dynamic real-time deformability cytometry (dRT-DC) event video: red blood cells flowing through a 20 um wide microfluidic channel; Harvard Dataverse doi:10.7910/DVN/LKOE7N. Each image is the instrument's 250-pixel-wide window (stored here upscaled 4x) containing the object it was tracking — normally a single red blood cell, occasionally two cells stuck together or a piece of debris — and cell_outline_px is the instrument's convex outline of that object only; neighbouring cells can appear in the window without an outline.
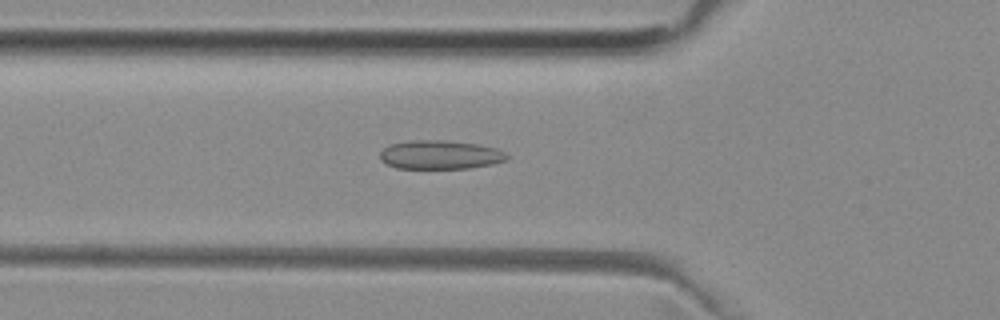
{"species": "common noctule bat (a hibernating species)", "species_latin": "Nyctalus noctula", "temperature_condition": "room temperature", "stored_images_in_passage": 51, "camera_frame_rate_fps": 3000, "um_per_image_px": 0.085, "animal": {"sex": "female", "body_mass_g": 29.2, "forearm_length_mm": 56.3}, "frame": {"image": 1, "passage_image": 17, "time_ms": 5.333, "image_size_px": [1000, 320], "cell_outline_px": [[508, 160], [492, 164], [468, 168], [396, 168], [384, 164], [380, 160], [380, 152], [388, 144], [412, 140], [444, 140], [480, 144], [496, 148], [504, 152], [508, 156]], "centroid_in_image_um": [37.39, 13.15], "position_along_channel_um": 88.4, "area_um2": 21.5}}
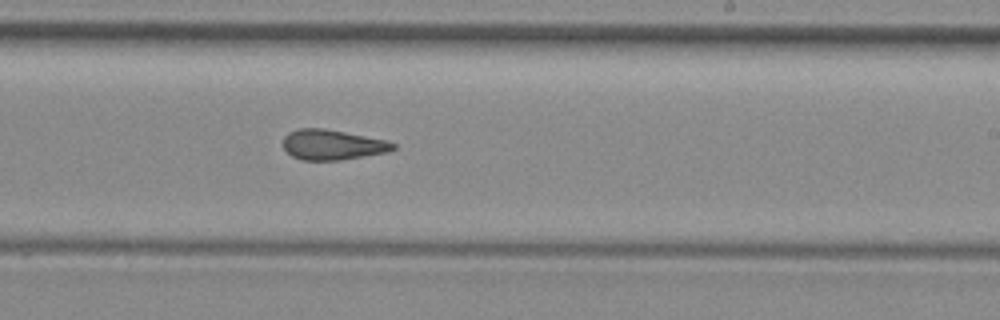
{"frame": {"image": 2, "passage_image": 30, "time_ms": 9.667, "image_size_px": [1000, 320], "cell_outline_px": [[396, 148], [388, 152], [340, 160], [300, 160], [292, 156], [284, 148], [284, 136], [288, 132], [300, 128], [324, 128], [388, 140], [396, 144]], "centroid_in_image_um": [28.27, 12.3], "position_along_channel_um": 260.7, "area_um2": 19.42}}
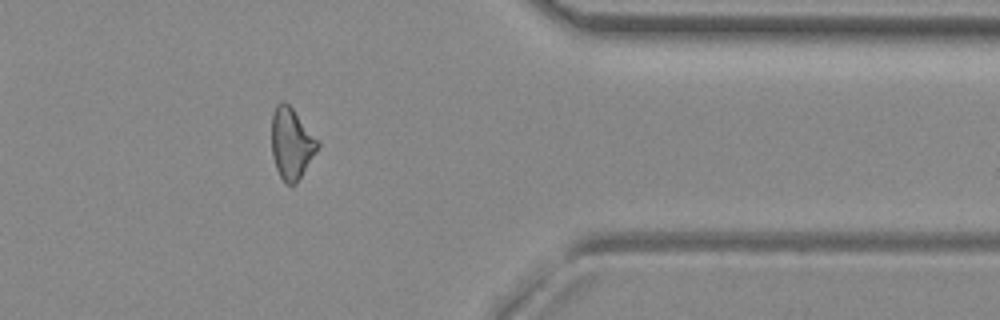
{"frame": {"image": 3, "passage_image": 41, "time_ms": 13.333, "image_size_px": [1000, 320], "cell_outline_px": [[320, 144], [316, 152], [296, 184], [292, 188], [280, 176], [276, 168], [272, 156], [272, 112], [276, 104], [280, 100], [284, 100], [292, 108], [320, 140]], "centroid_in_image_um": [24.78, 12.17], "position_along_channel_um": 386.6, "area_um2": 19.31}, "authors_computed_cell_mechanics": {"area_um2": 20.1722, "velocity_mm_per_s": 3.9682, "shape_relaxation_time_tau1_ms": null, "shape_relaxation_time_tau2_ms": 3.8052, "deformation_change_tau1": null, "deformation_change_tau2": 0.1306}}